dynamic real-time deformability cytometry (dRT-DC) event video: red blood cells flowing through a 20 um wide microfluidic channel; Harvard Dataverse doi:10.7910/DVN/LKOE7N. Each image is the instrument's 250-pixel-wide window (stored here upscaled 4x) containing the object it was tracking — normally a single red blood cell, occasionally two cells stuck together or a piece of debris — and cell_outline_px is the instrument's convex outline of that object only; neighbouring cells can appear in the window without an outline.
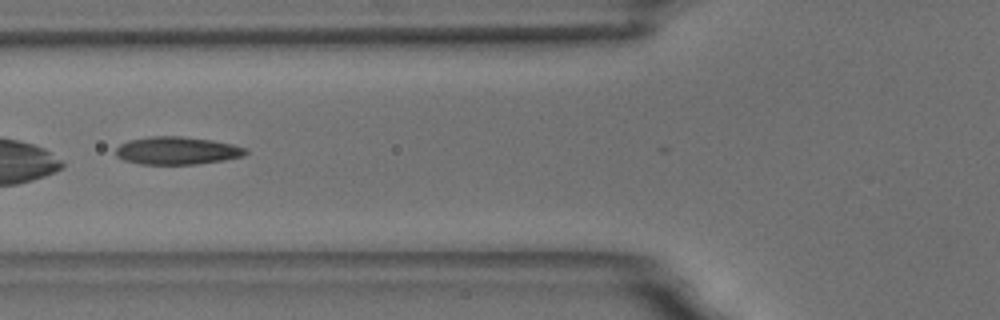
{"species": "common noctule bat (a hibernating species)", "species_latin": "Nyctalus noctula", "temperature_condition": "room temperature", "stored_images_in_passage": 12, "camera_frame_rate_fps": 3000, "um_per_image_px": 0.085, "animal": {"sex": "male", "body_mass_g": 18.8}, "frame": {"image": 1, "passage_image": 7, "time_ms": 2.0, "image_size_px": [1000, 320], "cell_outline_px": [[248, 152], [244, 156], [224, 160], [196, 164], [140, 164], [124, 160], [116, 156], [116, 148], [120, 144], [128, 140], [148, 136], [180, 136], [212, 140], [232, 144], [248, 148]], "centroid_in_image_um": [15.05, 12.8], "position_along_channel_um": 110.7, "area_um2": 21.15}}